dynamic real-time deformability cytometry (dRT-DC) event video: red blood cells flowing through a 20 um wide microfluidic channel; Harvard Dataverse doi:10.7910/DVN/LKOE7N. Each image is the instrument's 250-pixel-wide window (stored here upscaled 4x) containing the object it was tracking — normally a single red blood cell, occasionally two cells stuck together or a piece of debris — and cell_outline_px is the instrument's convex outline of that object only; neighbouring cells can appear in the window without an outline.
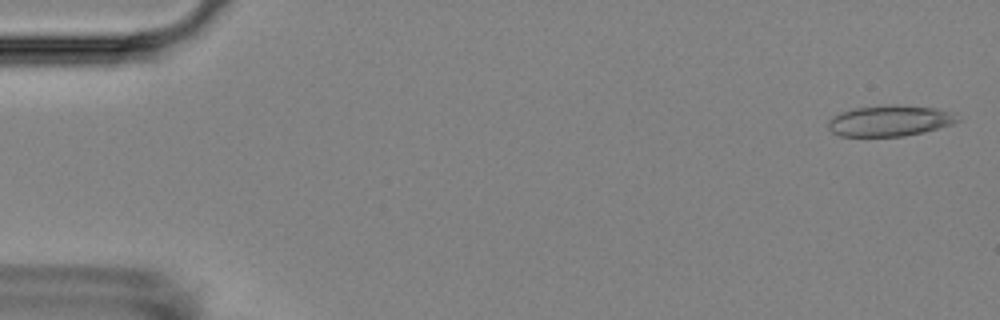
{"species": "Egyptian fruit bat (a non-hibernating species)", "species_latin": "Rousettus aegyptiacus", "temperature_condition": "room temperature", "stored_images_in_passage": 6, "camera_frame_rate_fps": 3000, "um_per_image_px": 0.085, "animal": {"sex": "female"}, "frame": {"image": 1, "passage_image": 1, "time_ms": 0.0, "image_size_px": [1000, 320], "cell_outline_px": [[960, 120], [952, 124], [924, 132], [904, 136], [840, 136], [832, 132], [828, 128], [828, 120], [832, 116], [840, 112], [852, 108], [888, 104], [900, 104], [936, 108], [956, 112]], "centroid_in_image_um": [75.64, 10.24], "position_along_channel_um": 9.4, "area_um2": 23.76}}